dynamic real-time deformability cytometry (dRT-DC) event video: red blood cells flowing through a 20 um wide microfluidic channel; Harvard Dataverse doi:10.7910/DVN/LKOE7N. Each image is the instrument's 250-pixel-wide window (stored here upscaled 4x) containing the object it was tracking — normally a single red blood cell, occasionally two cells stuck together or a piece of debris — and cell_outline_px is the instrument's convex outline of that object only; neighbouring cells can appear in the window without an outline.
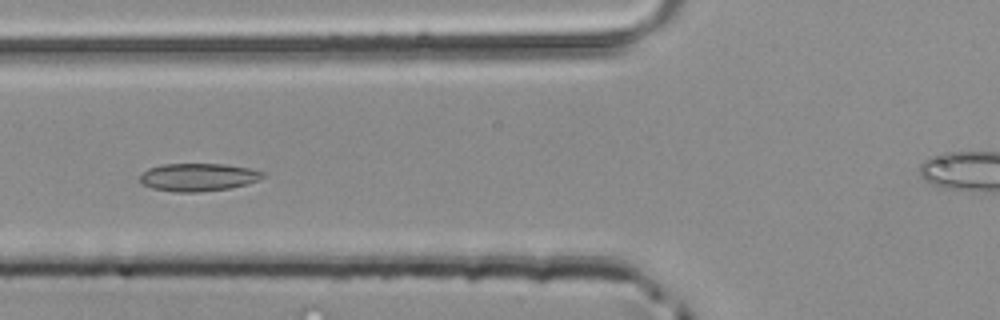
{"species": "common noctule bat (a hibernating species)", "species_latin": "Nyctalus noctula", "temperature_condition": "room temperature", "stored_images_in_passage": 48, "camera_frame_rate_fps": 3000, "um_per_image_px": 0.085, "animal": {"sex": "male", "body_mass_g": 20.4}, "frame": {"image": 1, "passage_image": 16, "time_ms": 5.0, "image_size_px": [1000, 320], "cell_outline_px": [[268, 176], [260, 180], [248, 184], [228, 188], [200, 192], [176, 192], [152, 188], [144, 184], [140, 180], [140, 176], [148, 168], [160, 164], [220, 164], [248, 168], [264, 172]], "centroid_in_image_um": [16.88, 15.06], "position_along_channel_um": 108.9, "area_um2": 19.94}}
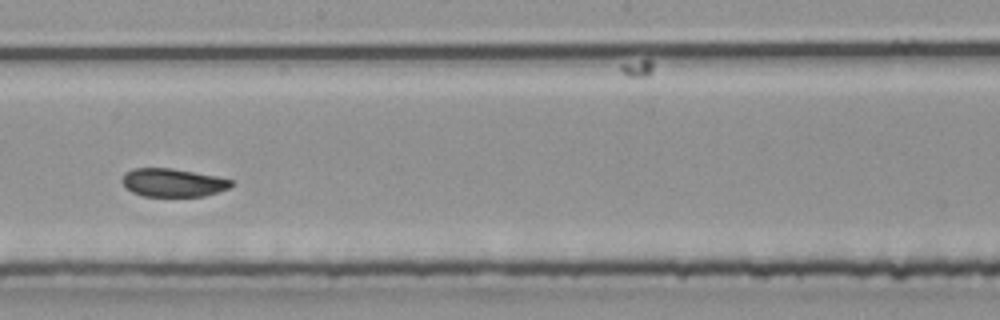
{"frame": {"image": 2, "passage_image": 25, "time_ms": 8.0, "image_size_px": [1000, 320], "cell_outline_px": [[236, 184], [228, 188], [204, 196], [144, 196], [132, 192], [120, 180], [124, 172], [136, 168], [172, 168], [216, 176], [232, 180]], "centroid_in_image_um": [14.7, 15.51], "position_along_channel_um": 233.5, "area_um2": 17.92}}
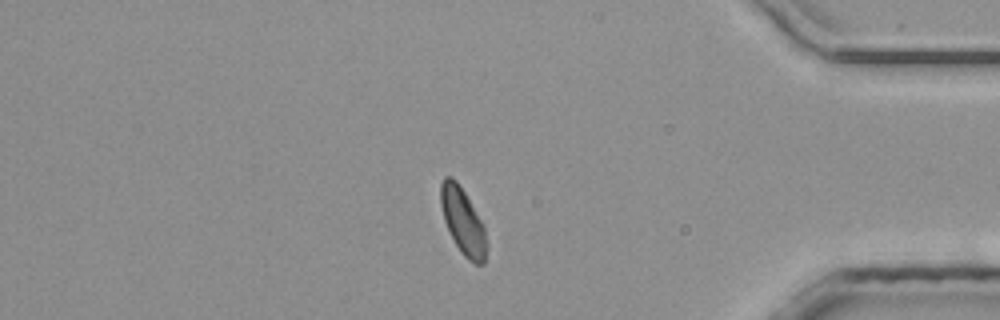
{"frame": {"image": 3, "passage_image": 39, "time_ms": 12.667, "image_size_px": [1000, 320], "cell_outline_px": [[488, 248], [484, 264], [476, 264], [468, 260], [460, 252], [444, 220], [440, 204], [440, 184], [444, 176], [452, 176], [456, 180], [464, 192], [484, 224], [488, 244]], "centroid_in_image_um": [39.37, 18.82], "position_along_channel_um": 395.8, "area_um2": 17.92}}